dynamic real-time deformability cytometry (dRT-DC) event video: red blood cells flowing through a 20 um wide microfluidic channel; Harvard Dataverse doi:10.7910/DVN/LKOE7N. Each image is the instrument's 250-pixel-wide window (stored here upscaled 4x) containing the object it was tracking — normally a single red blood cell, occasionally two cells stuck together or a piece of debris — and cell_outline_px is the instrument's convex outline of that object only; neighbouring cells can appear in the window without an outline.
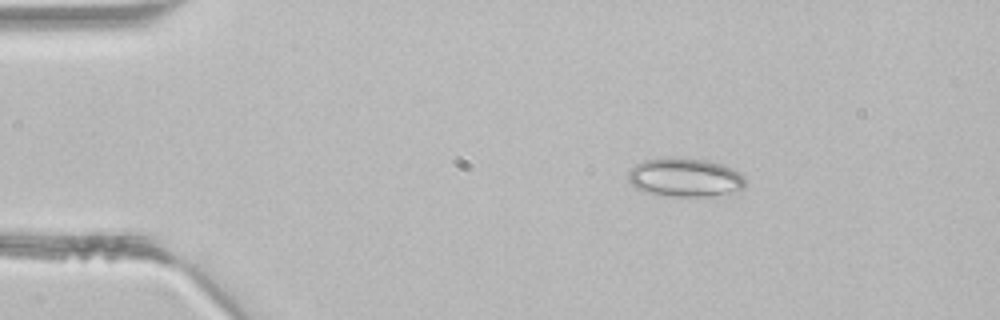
{"species": "common noctule bat (a hibernating species)", "species_latin": "Nyctalus noctula", "temperature_condition": "room temperature", "stored_images_in_passage": 2, "camera_frame_rate_fps": 3000, "um_per_image_px": 0.085, "animal": {"sex": "male", "body_mass_g": 21.5, "forearm_length_mm": 52.0}, "frame": {"image": 1, "passage_image": 1, "time_ms": 0.0, "image_size_px": [1000, 320], "cell_outline_px": [[744, 188], [736, 192], [712, 196], [672, 196], [644, 192], [636, 188], [628, 180], [628, 172], [636, 164], [644, 160], [668, 156], [672, 156], [704, 160], [720, 164], [732, 168], [744, 176]], "centroid_in_image_um": [58.21, 15.08], "position_along_channel_um": 26.8, "area_um2": 26.59}}